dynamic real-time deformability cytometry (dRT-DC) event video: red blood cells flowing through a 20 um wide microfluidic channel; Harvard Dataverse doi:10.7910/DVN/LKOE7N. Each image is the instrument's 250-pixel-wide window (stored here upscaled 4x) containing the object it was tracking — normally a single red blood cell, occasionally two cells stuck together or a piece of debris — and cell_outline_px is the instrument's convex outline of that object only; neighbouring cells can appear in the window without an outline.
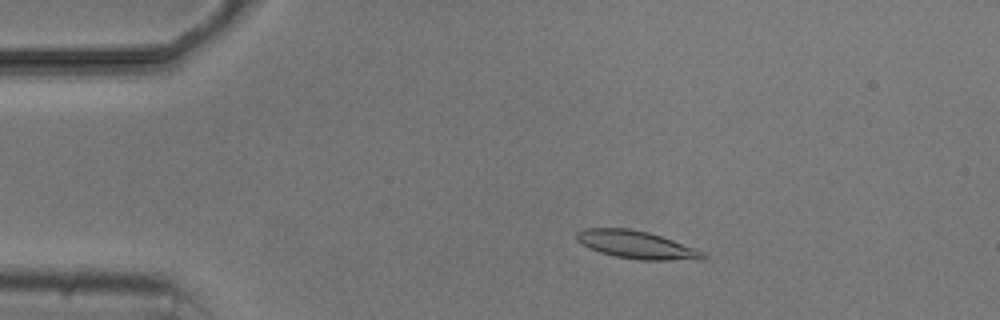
{"species": "common noctule bat (a hibernating species)", "species_latin": "Nyctalus noctula", "temperature_condition": "cold", "stored_images_in_passage": 6, "camera_frame_rate_fps": 3000, "um_per_image_px": 0.085, "animal": {"sex": "male", "body_mass_g": 20.5, "forearm_length_mm": 52.5}, "frame": {"image": 1, "passage_image": 2, "time_ms": 1.0, "image_size_px": [1000, 320], "cell_outline_px": [[708, 256], [704, 260], [640, 260], [616, 256], [600, 252], [576, 240], [576, 232], [584, 228], [628, 228], [648, 232], [672, 240], [704, 252]], "centroid_in_image_um": [54.13, 20.81], "position_along_channel_um": 30.9, "area_um2": 20.29}}
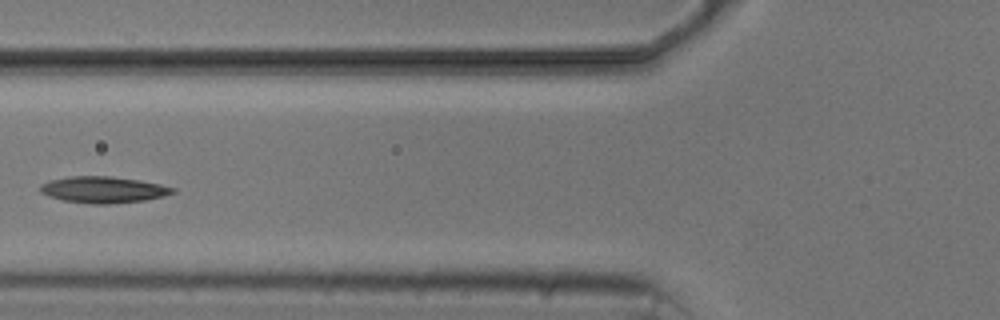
{"frame": {"image": 2, "passage_image": 5, "time_ms": 4.667, "image_size_px": [1000, 320], "cell_outline_px": [[176, 192], [164, 196], [144, 200], [108, 204], [92, 204], [64, 200], [48, 196], [40, 192], [40, 184], [48, 180], [68, 176], [112, 176], [140, 180], [160, 184], [176, 188]], "centroid_in_image_um": [8.77, 16.11], "position_along_channel_um": 117.0, "area_um2": 20.52}}
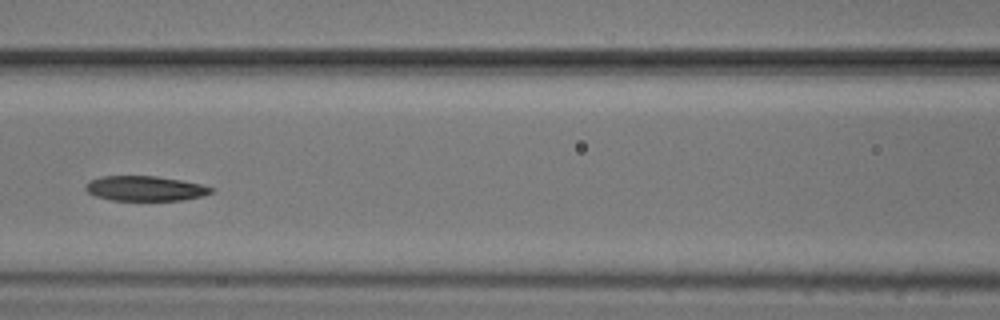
{"frame": {"image": 3, "passage_image": 6, "time_ms": 5.667, "image_size_px": [1000, 320], "cell_outline_px": [[216, 188], [212, 192], [204, 196], [184, 200], [112, 200], [96, 196], [88, 192], [84, 188], [84, 184], [88, 180], [100, 176], [156, 176], [180, 180], [200, 184]], "centroid_in_image_um": [12.32, 16.01], "position_along_channel_um": 154.3, "area_um2": 18.38}}